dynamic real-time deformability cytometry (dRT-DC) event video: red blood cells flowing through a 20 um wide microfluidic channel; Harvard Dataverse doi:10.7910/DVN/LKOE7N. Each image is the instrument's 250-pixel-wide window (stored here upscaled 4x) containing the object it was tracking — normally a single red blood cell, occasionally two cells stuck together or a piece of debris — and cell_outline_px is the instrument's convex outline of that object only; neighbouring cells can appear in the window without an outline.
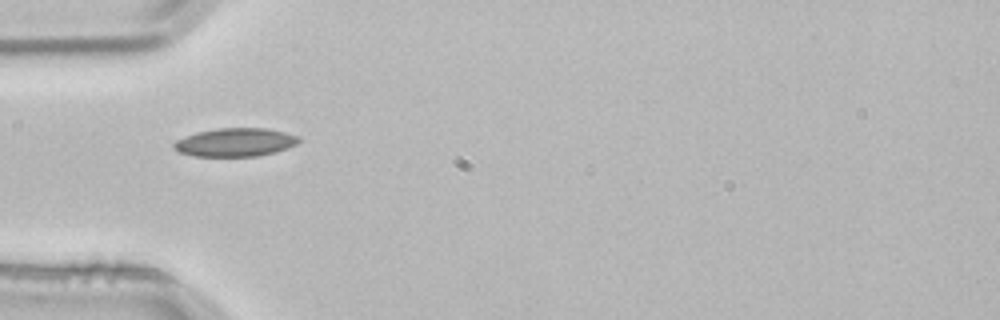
{"species": "common noctule bat (a hibernating species)", "species_latin": "Nyctalus noctula", "temperature_condition": "room temperature", "stored_images_in_passage": 37, "camera_frame_rate_fps": 3000, "um_per_image_px": 0.085, "animal": {"sex": "male", "body_mass_g": 21.5, "forearm_length_mm": 52.0}, "frame": {"image": 1, "passage_image": 1, "time_ms": 0.0, "image_size_px": [1000, 320], "cell_outline_px": [[300, 140], [296, 144], [272, 152], [256, 156], [192, 156], [180, 152], [172, 148], [172, 144], [176, 140], [184, 136], [196, 132], [216, 128], [264, 128], [284, 132], [300, 136]], "centroid_in_image_um": [19.93, 12.08], "position_along_channel_um": 65.1, "area_um2": 20.58}}
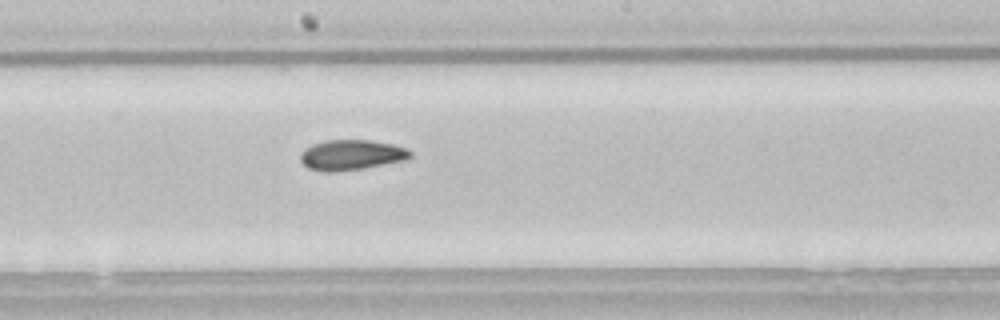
{"frame": {"image": 2, "passage_image": 13, "time_ms": 4.0, "image_size_px": [1000, 320], "cell_outline_px": [[412, 156], [404, 160], [360, 168], [336, 172], [324, 172], [308, 168], [300, 160], [300, 152], [304, 148], [312, 144], [324, 140], [368, 140], [392, 144], [408, 148], [412, 152]], "centroid_in_image_um": [29.82, 13.16], "position_along_channel_um": 218.4, "area_um2": 19.36}}
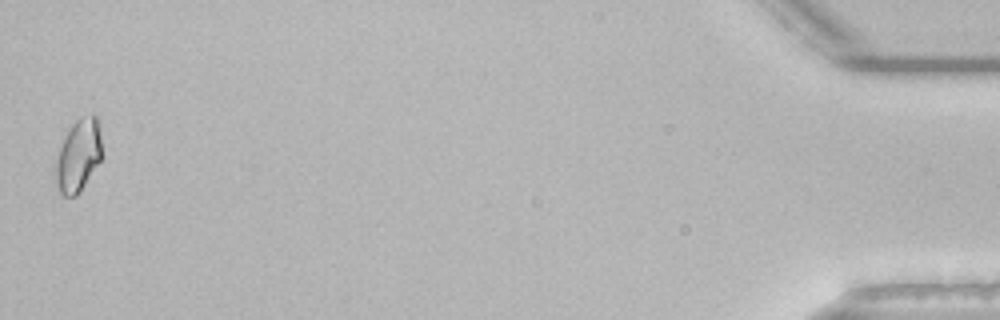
{"frame": {"image": 3, "passage_image": 37, "time_ms": 12.0, "image_size_px": [1000, 320], "cell_outline_px": [[104, 156], [80, 192], [76, 196], [64, 196], [60, 192], [56, 184], [56, 164], [60, 148], [64, 136], [72, 124], [80, 116], [92, 112], [96, 116]], "centroid_in_image_um": [6.7, 13.2], "position_along_channel_um": 428.5, "area_um2": 19.71}, "authors_computed_cell_mechanics": {"area_um2": 18.9006, "velocity_mm_per_s": 3.8326, "shape_relaxation_time_tau1_ms": null, "shape_relaxation_time_tau2_ms": 4.1718, "deformation_change_tau1": null, "deformation_change_tau2": 0.0803}}